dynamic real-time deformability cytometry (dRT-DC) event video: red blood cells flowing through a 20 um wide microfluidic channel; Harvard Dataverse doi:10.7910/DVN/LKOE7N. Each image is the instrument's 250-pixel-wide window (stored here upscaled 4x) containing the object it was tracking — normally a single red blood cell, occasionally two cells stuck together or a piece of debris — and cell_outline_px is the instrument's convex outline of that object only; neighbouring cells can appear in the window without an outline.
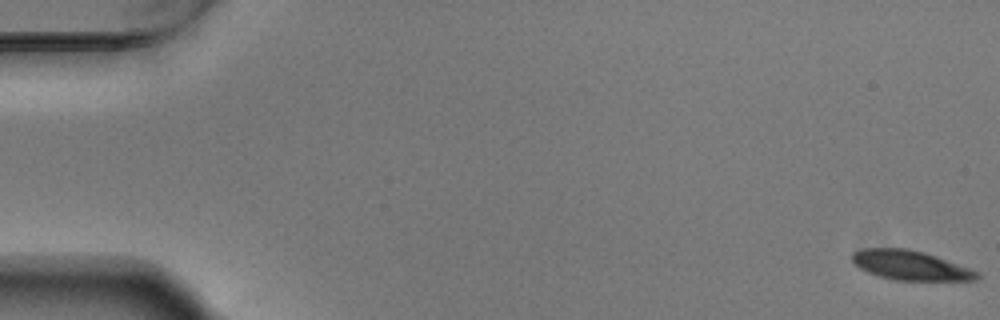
{"species": "Egyptian fruit bat (a non-hibernating species)", "species_latin": "Rousettus aegyptiacus", "temperature_condition": "warm", "stored_images_in_passage": 55, "camera_frame_rate_fps": 3000, "um_per_image_px": 0.085, "animal": {"sex": "male"}, "frame": {"image": 1, "passage_image": 1, "time_ms": 0.0, "image_size_px": [1000, 320], "cell_outline_px": [[980, 276], [976, 280], [896, 280], [880, 276], [868, 272], [860, 268], [852, 260], [852, 252], [864, 248], [908, 248], [924, 252], [936, 256], [980, 272]], "centroid_in_image_um": [77.39, 22.54], "position_along_channel_um": 7.6, "area_um2": 21.27}}
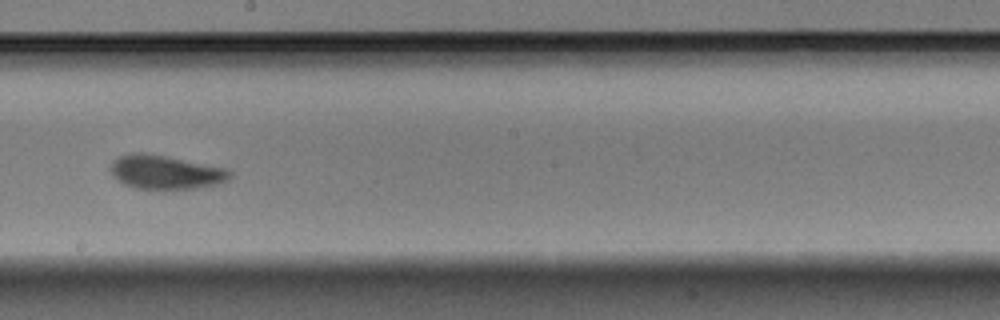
{"frame": {"image": 2, "passage_image": 32, "time_ms": 10.333, "image_size_px": [1000, 320], "cell_outline_px": [[232, 176], [228, 180], [220, 184], [196, 188], [136, 188], [124, 184], [112, 176], [108, 168], [112, 160], [120, 156], [132, 152], [144, 152], [168, 156], [228, 168], [232, 172]], "centroid_in_image_um": [14.07, 14.61], "position_along_channel_um": 234.1, "area_um2": 23.87}}
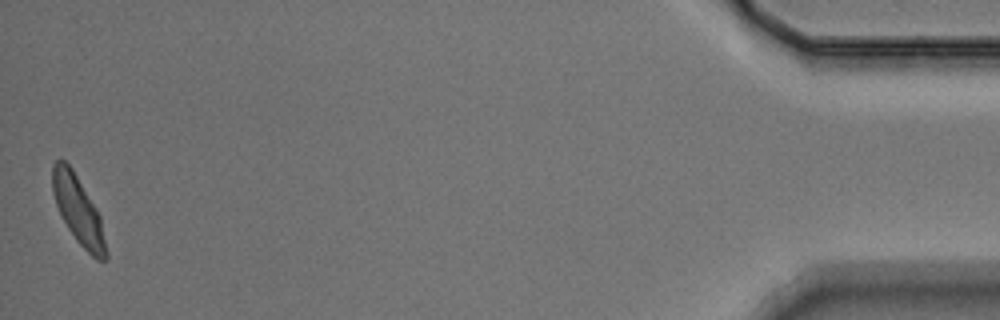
{"frame": {"image": 3, "passage_image": 55, "time_ms": 18.0, "image_size_px": [1000, 320], "cell_outline_px": [[108, 256], [104, 260], [96, 260], [76, 240], [60, 216], [52, 192], [52, 164], [56, 160], [64, 160], [72, 168], [100, 216], [108, 252]], "centroid_in_image_um": [6.64, 17.89], "position_along_channel_um": 428.6, "area_um2": 20.98}, "authors_computed_cell_mechanics": {"area_um2": 23.0044, "velocity_mm_per_s": 3.6986, "shape_relaxation_time_tau1_ms": 3.3644, "shape_relaxation_time_tau2_ms": 2.0647, "deformation_change_tau1": 0.1352, "deformation_change_tau2": 0.079}}